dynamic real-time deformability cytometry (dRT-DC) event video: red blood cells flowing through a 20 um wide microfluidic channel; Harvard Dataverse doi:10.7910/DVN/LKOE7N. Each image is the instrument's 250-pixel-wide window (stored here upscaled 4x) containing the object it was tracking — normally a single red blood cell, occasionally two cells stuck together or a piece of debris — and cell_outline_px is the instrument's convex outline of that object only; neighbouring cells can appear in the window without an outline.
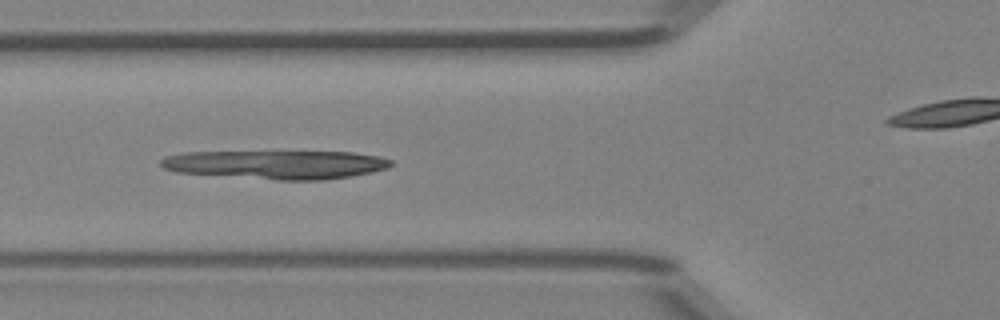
{"species": "Egyptian fruit bat (a non-hibernating species)", "species_latin": "Rousettus aegyptiacus", "temperature_condition": "room temperature", "stored_images_in_passage": 28, "camera_frame_rate_fps": 3000, "um_per_image_px": 0.085, "animal": {"sex": "female"}, "frame": {"image": 1, "passage_image": 5, "time_ms": 1.333, "image_size_px": [1000, 320], "cell_outline_px": [[392, 164], [388, 168], [372, 172], [324, 180], [276, 180], [176, 172], [164, 168], [160, 164], [160, 160], [164, 156], [184, 152], [352, 152], [380, 156], [392, 160]], "centroid_in_image_um": [23.48, 13.99], "position_along_channel_um": 102.3, "area_um2": 38.44}}
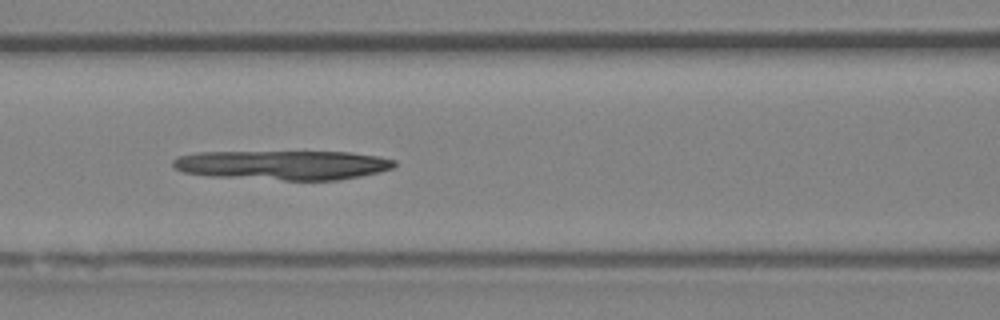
{"frame": {"image": 2, "passage_image": 8, "time_ms": 2.333, "image_size_px": [1000, 320], "cell_outline_px": [[396, 164], [392, 168], [380, 172], [340, 180], [284, 180], [212, 176], [184, 172], [176, 168], [172, 164], [172, 160], [176, 156], [196, 152], [348, 152], [380, 156], [396, 160]], "centroid_in_image_um": [24.07, 14.02], "position_along_channel_um": 142.5, "area_um2": 38.03}}
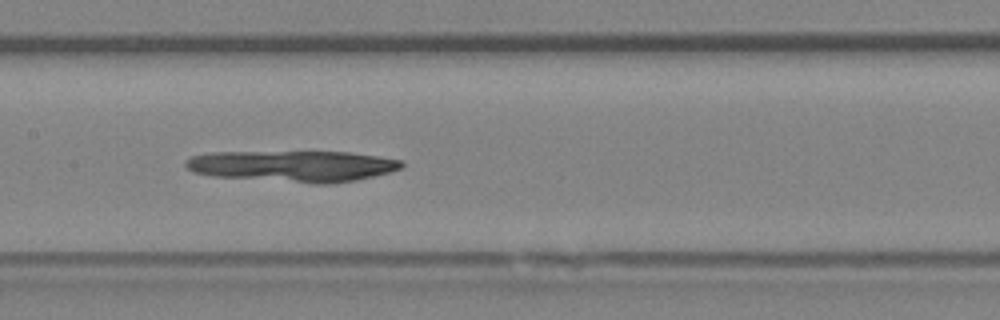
{"frame": {"image": 3, "passage_image": 11, "time_ms": 3.333, "image_size_px": [1000, 320], "cell_outline_px": [[404, 168], [356, 180], [328, 184], [316, 184], [212, 176], [192, 172], [184, 168], [184, 160], [192, 156], [212, 152], [348, 152], [404, 160]], "centroid_in_image_um": [24.87, 14.12], "position_along_channel_um": 182.5, "area_um2": 39.48}}